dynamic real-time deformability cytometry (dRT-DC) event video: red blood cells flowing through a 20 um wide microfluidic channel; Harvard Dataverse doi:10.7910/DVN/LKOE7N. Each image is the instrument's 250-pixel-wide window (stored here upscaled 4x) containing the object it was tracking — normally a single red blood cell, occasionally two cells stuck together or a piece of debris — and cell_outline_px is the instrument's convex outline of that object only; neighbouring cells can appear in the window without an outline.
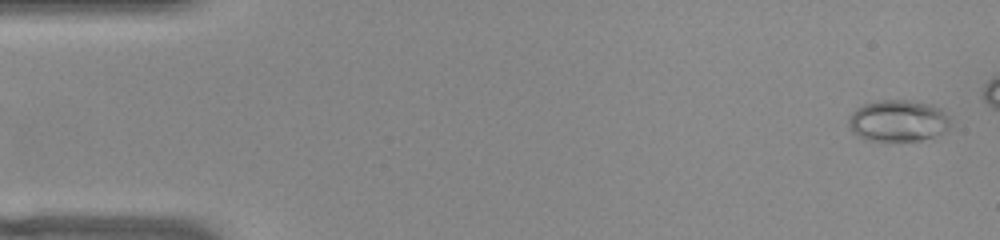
{"species": "common noctule bat (a hibernating species)", "species_latin": "Nyctalus noctula", "temperature_condition": "warm", "stored_images_in_passage": 43, "camera_frame_rate_fps": 3000, "um_per_image_px": 0.085, "animal": {"sex": "female", "body_mass_g": 22.0, "forearm_length_mm": 56.7}, "frame": {"image": 1, "passage_image": 2, "time_ms": 0.333, "image_size_px": [1000, 240], "cell_outline_px": [[948, 128], [944, 132], [936, 136], [920, 140], [868, 140], [852, 132], [848, 128], [848, 120], [852, 112], [856, 108], [864, 104], [880, 100], [912, 100], [932, 104], [940, 108], [948, 120]], "centroid_in_image_um": [76.3, 10.25], "position_along_channel_um": 8.7, "area_um2": 24.51}}
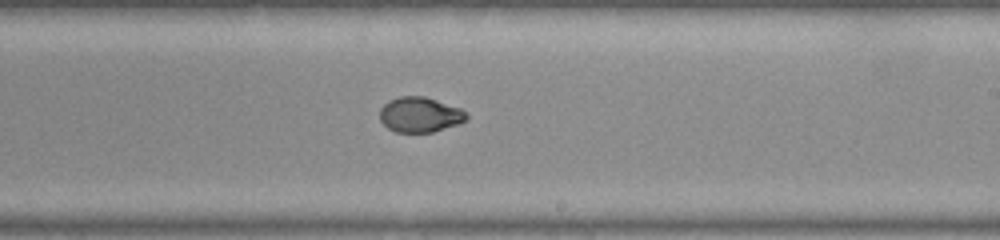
{"frame": {"image": 2, "passage_image": 31, "time_ms": 10.0, "image_size_px": [1000, 240], "cell_outline_px": [[468, 116], [460, 124], [432, 132], [396, 132], [388, 128], [380, 120], [380, 108], [388, 100], [400, 96], [424, 96], [460, 108]], "centroid_in_image_um": [35.67, 9.74], "position_along_channel_um": 253.3, "area_um2": 17.69}}
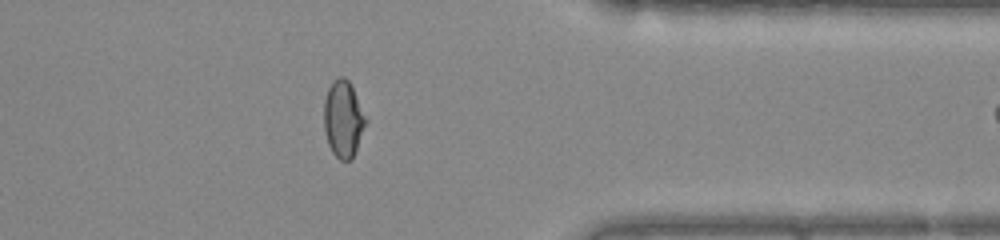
{"frame": {"image": 3, "passage_image": 42, "time_ms": 13.667, "image_size_px": [1000, 240], "cell_outline_px": [[368, 120], [356, 148], [352, 156], [348, 160], [340, 160], [332, 152], [328, 144], [324, 132], [324, 100], [328, 88], [332, 80], [340, 76], [344, 76], [348, 80]], "centroid_in_image_um": [29.16, 10.09], "position_along_channel_um": 382.2, "area_um2": 18.55}}